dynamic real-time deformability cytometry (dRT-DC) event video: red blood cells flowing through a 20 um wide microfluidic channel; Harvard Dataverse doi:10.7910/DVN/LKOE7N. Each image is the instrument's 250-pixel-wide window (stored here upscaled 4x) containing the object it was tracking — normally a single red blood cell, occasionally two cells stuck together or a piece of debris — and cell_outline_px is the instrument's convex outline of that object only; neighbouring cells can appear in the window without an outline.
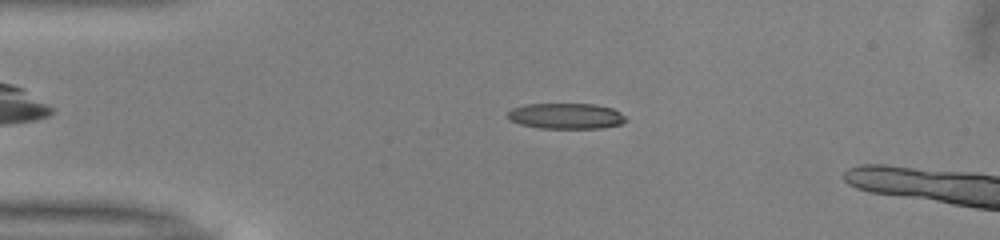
{"species": "common noctule bat (a hibernating species)", "species_latin": "Nyctalus noctula", "temperature_condition": "warm", "stored_images_in_passage": 8, "camera_frame_rate_fps": 3000, "um_per_image_px": 0.085, "animal": {"sex": "male", "body_mass_g": 13.0, "forearm_length_mm": 53.1}, "frame": {"image": 1, "passage_image": 4, "time_ms": 1.0, "image_size_px": [1000, 240], "cell_outline_px": [[628, 120], [620, 124], [600, 128], [540, 128], [520, 124], [508, 120], [508, 112], [512, 108], [524, 104], [596, 104], [612, 108], [620, 112]], "centroid_in_image_um": [48.1, 9.86], "position_along_channel_um": 36.9, "area_um2": 17.74}}